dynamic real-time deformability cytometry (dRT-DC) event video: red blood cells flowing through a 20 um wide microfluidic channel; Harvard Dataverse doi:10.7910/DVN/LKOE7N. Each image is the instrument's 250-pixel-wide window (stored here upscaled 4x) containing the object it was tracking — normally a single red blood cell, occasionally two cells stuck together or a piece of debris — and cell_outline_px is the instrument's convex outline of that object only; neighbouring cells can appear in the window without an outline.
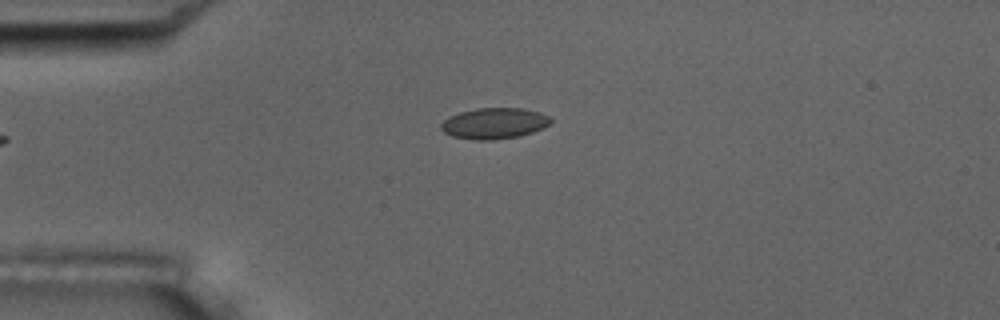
{"species": "common noctule bat (a hibernating species)", "species_latin": "Nyctalus noctula", "temperature_condition": "room temperature", "stored_images_in_passage": 41, "camera_frame_rate_fps": 3000, "um_per_image_px": 0.085, "animal": {"sex": "male", "body_mass_g": 17.5, "forearm_length_mm": 52.3}, "frame": {"image": 1, "passage_image": 1, "time_ms": 0.0, "image_size_px": [1000, 320], "cell_outline_px": [[552, 120], [544, 128], [532, 132], [516, 136], [492, 140], [476, 140], [452, 136], [444, 132], [440, 128], [440, 124], [444, 120], [460, 112], [476, 108], [524, 108], [540, 112], [548, 116]], "centroid_in_image_um": [42.01, 10.48], "position_along_channel_um": 43.0, "area_um2": 19.65}}
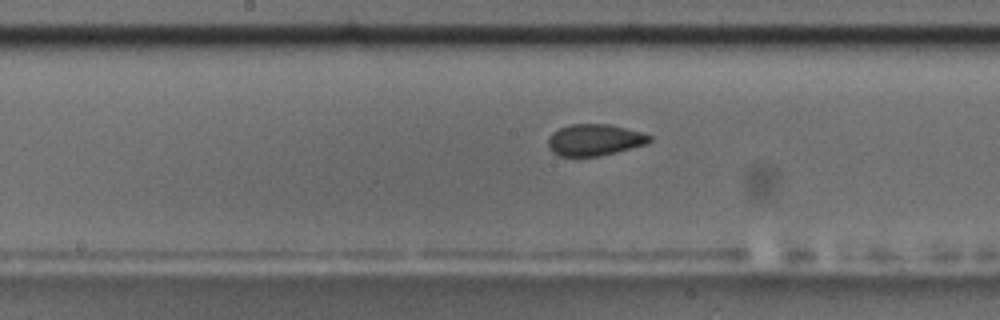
{"frame": {"image": 2, "passage_image": 15, "time_ms": 4.667, "image_size_px": [1000, 320], "cell_outline_px": [[652, 140], [648, 144], [600, 156], [560, 156], [552, 152], [548, 148], [548, 136], [552, 132], [568, 124], [608, 124], [640, 132], [652, 136]], "centroid_in_image_um": [50.52, 11.89], "position_along_channel_um": 197.7, "area_um2": 18.73}}
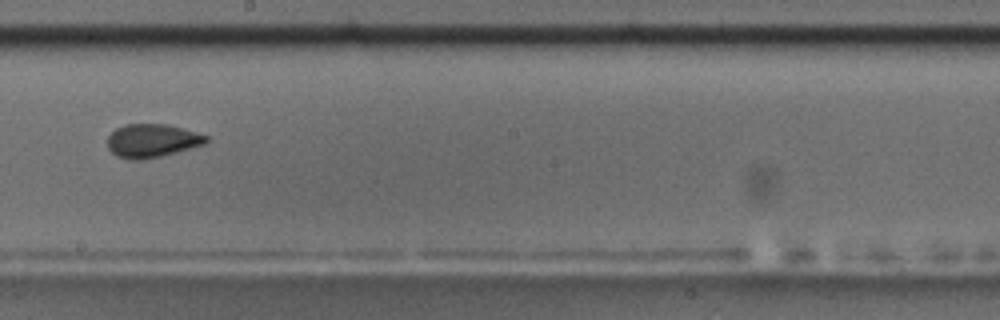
{"frame": {"image": 3, "passage_image": 18, "time_ms": 5.667, "image_size_px": [1000, 320], "cell_outline_px": [[208, 140], [204, 144], [176, 152], [160, 156], [140, 160], [132, 160], [116, 156], [108, 148], [108, 136], [116, 128], [124, 124], [168, 124], [208, 136]], "centroid_in_image_um": [12.89, 11.95], "position_along_channel_um": 235.3, "area_um2": 19.07}, "authors_computed_cell_mechanics": {"area_um2": 19.074, "velocity_mm_per_s": 3.7803, "shape_relaxation_time_tau1_ms": 4.5765, "shape_relaxation_time_tau2_ms": 1.6376, "deformation_change_tau1": 0.0913, "deformation_change_tau2": 0.0735}}